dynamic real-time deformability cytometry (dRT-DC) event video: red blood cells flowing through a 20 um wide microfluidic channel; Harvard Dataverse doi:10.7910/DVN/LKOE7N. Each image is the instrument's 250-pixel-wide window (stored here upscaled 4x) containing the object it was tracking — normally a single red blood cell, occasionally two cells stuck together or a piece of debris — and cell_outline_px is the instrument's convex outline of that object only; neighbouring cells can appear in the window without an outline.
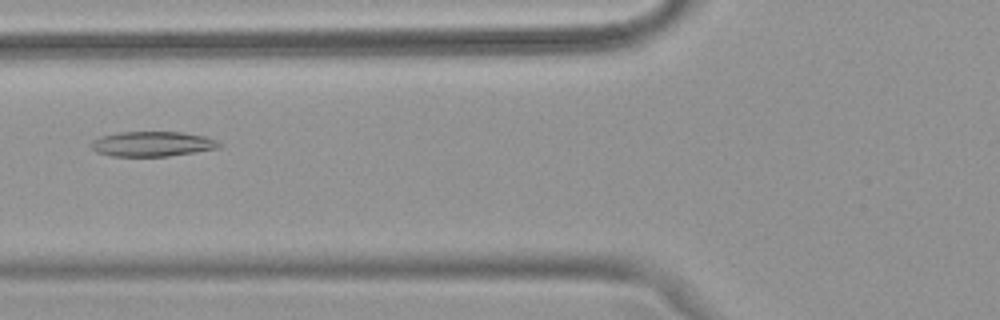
{"species": "common noctule bat (a hibernating species)", "species_latin": "Nyctalus noctula", "temperature_condition": "warm", "stored_images_in_passage": 51, "camera_frame_rate_fps": 3000, "um_per_image_px": 0.085, "animal": {"sex": "female", "body_mass_g": 18.4}, "frame": {"image": 1, "passage_image": 20, "time_ms": 6.333, "image_size_px": [1000, 320], "cell_outline_px": [[224, 144], [220, 148], [196, 152], [168, 156], [112, 156], [96, 152], [88, 144], [92, 140], [100, 136], [120, 132], [184, 132], [208, 136]], "centroid_in_image_um": [12.98, 12.23], "position_along_channel_um": 112.8, "area_um2": 18.96}}
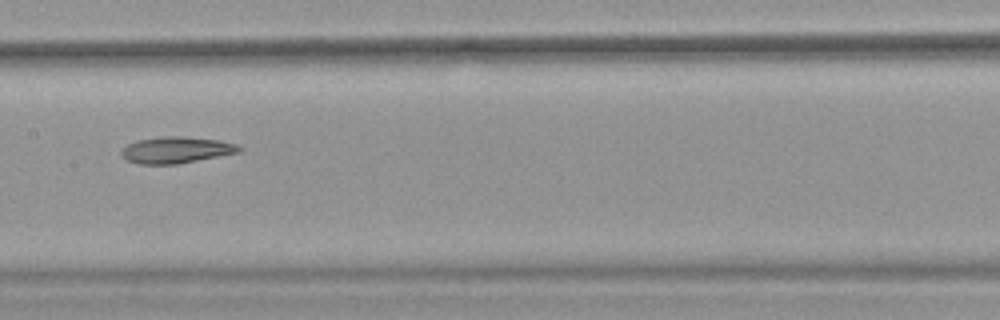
{"frame": {"image": 2, "passage_image": 26, "time_ms": 8.333, "image_size_px": [1000, 320], "cell_outline_px": [[244, 148], [240, 152], [176, 164], [140, 164], [128, 160], [120, 152], [128, 144], [136, 140], [160, 136], [184, 136], [220, 140], [236, 144]], "centroid_in_image_um": [15.01, 12.73], "position_along_channel_um": 192.4, "area_um2": 18.09}}
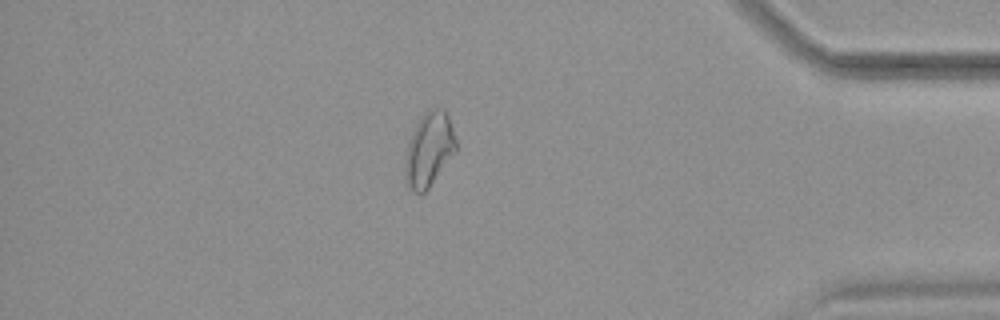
{"frame": {"image": 3, "passage_image": 44, "time_ms": 14.333, "image_size_px": [1000, 320], "cell_outline_px": [[456, 152], [428, 188], [420, 196], [412, 192], [404, 184], [404, 156], [408, 140], [420, 116], [428, 108], [444, 108], [448, 116], [456, 140]], "centroid_in_image_um": [36.42, 12.74], "position_along_channel_um": 398.8, "area_um2": 22.6}, "authors_computed_cell_mechanics": {"area_um2": 21.5016, "velocity_mm_per_s": 3.9878, "shape_relaxation_time_tau1_ms": null, "shape_relaxation_time_tau2_ms": 6.6201, "deformation_change_tau1": null, "deformation_change_tau2": 0.1522}}